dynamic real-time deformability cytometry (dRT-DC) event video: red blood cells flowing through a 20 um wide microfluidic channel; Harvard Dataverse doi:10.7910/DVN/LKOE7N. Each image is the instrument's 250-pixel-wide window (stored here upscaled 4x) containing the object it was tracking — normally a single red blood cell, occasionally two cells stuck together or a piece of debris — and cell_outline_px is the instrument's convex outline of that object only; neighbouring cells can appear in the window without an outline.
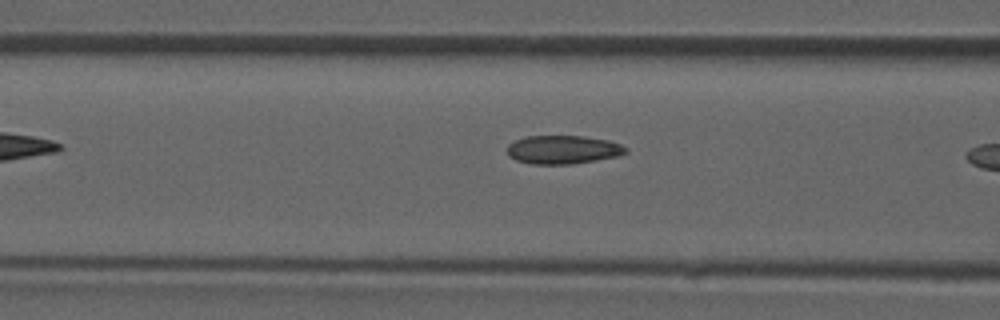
{"species": "common noctule bat (a hibernating species)", "species_latin": "Nyctalus noctula", "temperature_condition": "room temperature", "stored_images_in_passage": 5, "camera_frame_rate_fps": 3000, "um_per_image_px": 0.085, "animal": {"sex": "male", "forearm_length_mm": 52.5}, "frame": {"image": 1, "passage_image": 4, "time_ms": 1.0, "image_size_px": [1000, 320], "cell_outline_px": [[628, 152], [616, 156], [596, 160], [572, 164], [532, 164], [516, 160], [508, 156], [508, 144], [516, 140], [528, 136], [584, 136], [608, 140], [620, 144], [628, 148]], "centroid_in_image_um": [47.86, 12.72], "position_along_channel_um": 118.7, "area_um2": 19.65}}